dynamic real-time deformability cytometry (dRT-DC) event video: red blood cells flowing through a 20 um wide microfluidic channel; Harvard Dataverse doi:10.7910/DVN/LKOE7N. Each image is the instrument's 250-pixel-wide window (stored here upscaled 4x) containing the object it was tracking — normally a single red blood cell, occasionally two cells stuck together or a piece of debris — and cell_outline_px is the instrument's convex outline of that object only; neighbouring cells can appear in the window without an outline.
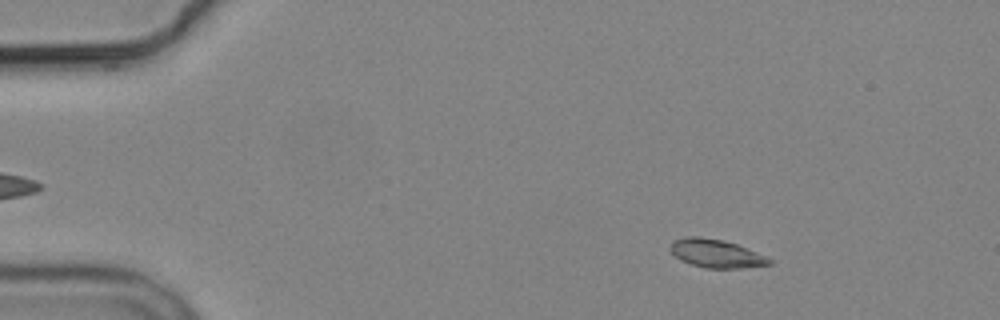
{"species": "common noctule bat (a hibernating species)", "species_latin": "Nyctalus noctula", "temperature_condition": "cold", "stored_images_in_passage": 4, "camera_frame_rate_fps": 3000, "um_per_image_px": 0.085, "animal": {"sex": "male", "body_mass_g": 19.2, "forearm_length_mm": 51.8}, "frame": {"image": 1, "passage_image": 2, "time_ms": 1.333, "image_size_px": [1000, 320], "cell_outline_px": [[772, 264], [740, 268], [704, 268], [680, 260], [668, 248], [672, 240], [684, 236], [700, 236], [720, 240], [736, 244], [764, 256], [772, 260]], "centroid_in_image_um": [60.8, 21.54], "position_along_channel_um": 24.2, "area_um2": 16.18}}
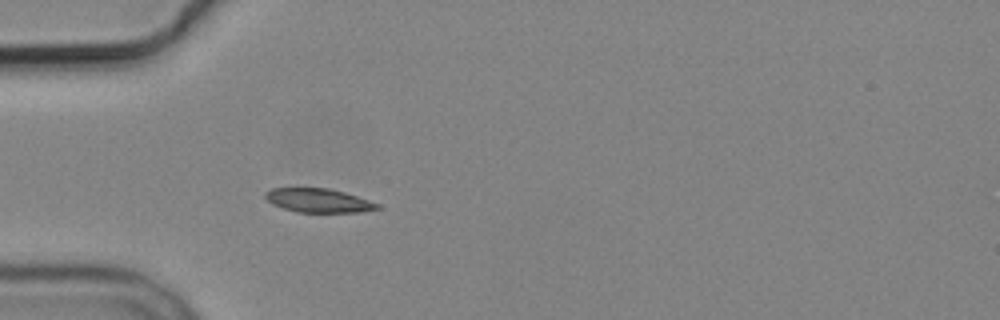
{"frame": {"image": 2, "passage_image": 4, "time_ms": 4.333, "image_size_px": [1000, 320], "cell_outline_px": [[380, 208], [360, 212], [296, 212], [272, 204], [264, 196], [264, 192], [272, 188], [328, 188], [344, 192], [380, 204]], "centroid_in_image_um": [27.05, 17.04], "position_along_channel_um": 58.0, "area_um2": 15.49}}